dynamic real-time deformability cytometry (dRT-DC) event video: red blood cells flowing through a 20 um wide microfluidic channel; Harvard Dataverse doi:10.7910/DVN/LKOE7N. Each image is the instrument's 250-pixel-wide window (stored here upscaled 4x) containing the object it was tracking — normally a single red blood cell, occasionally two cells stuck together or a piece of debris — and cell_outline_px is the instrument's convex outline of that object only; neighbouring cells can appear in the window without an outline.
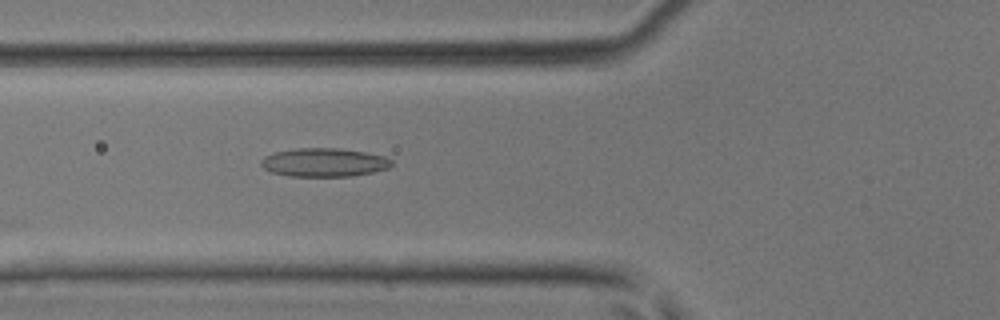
{"species": "common noctule bat (a hibernating species)", "species_latin": "Nyctalus noctula", "temperature_condition": "room temperature", "stored_images_in_passage": 22, "camera_frame_rate_fps": 3000, "um_per_image_px": 0.085, "animal": {"sex": "male", "body_mass_g": 17.9, "forearm_length_mm": 54.2}, "frame": {"image": 1, "passage_image": 4, "time_ms": 1.0, "image_size_px": [1000, 320], "cell_outline_px": [[392, 164], [388, 168], [372, 172], [352, 176], [288, 176], [272, 172], [264, 168], [260, 164], [260, 160], [264, 156], [276, 152], [296, 148], [340, 148], [364, 152], [384, 156], [392, 160]], "centroid_in_image_um": [27.53, 13.8], "position_along_channel_um": 98.3, "area_um2": 21.68}}
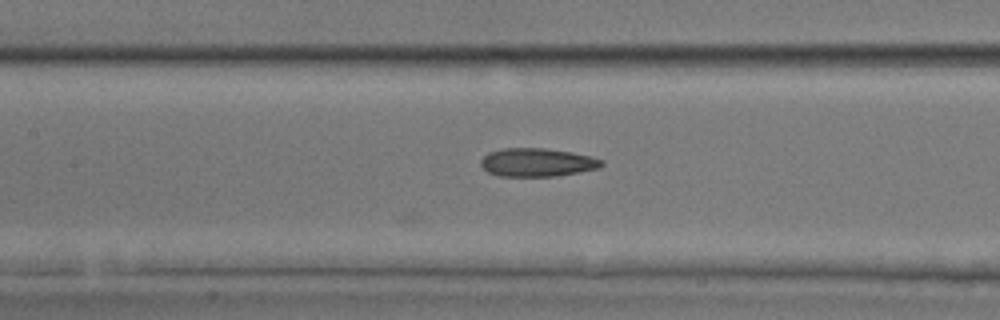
{"frame": {"image": 2, "passage_image": 8, "time_ms": 2.333, "image_size_px": [1000, 320], "cell_outline_px": [[604, 164], [596, 168], [580, 172], [556, 176], [500, 176], [488, 172], [480, 164], [480, 160], [488, 152], [504, 148], [544, 148], [572, 152], [592, 156], [604, 160]], "centroid_in_image_um": [45.66, 13.8], "position_along_channel_um": 161.7, "area_um2": 20.0}}
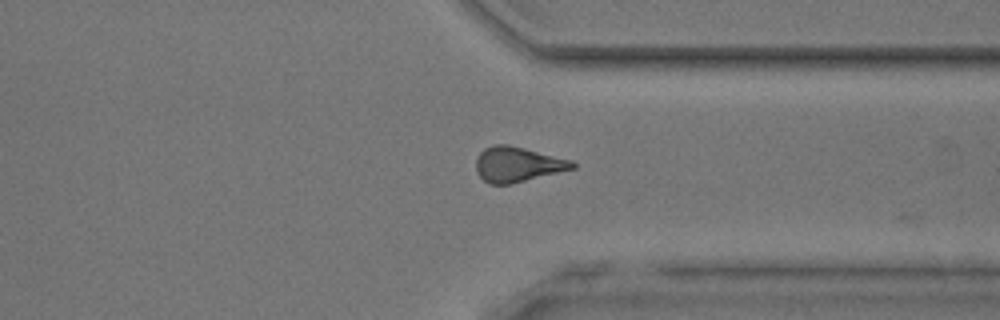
{"frame": {"image": 3, "passage_image": 21, "time_ms": 6.667, "image_size_px": [1000, 320], "cell_outline_px": [[576, 168], [508, 184], [488, 184], [476, 172], [476, 160], [480, 152], [484, 148], [496, 144], [508, 144], [572, 160], [576, 164]], "centroid_in_image_um": [43.98, 13.96], "position_along_channel_um": 367.4, "area_um2": 19.54}}